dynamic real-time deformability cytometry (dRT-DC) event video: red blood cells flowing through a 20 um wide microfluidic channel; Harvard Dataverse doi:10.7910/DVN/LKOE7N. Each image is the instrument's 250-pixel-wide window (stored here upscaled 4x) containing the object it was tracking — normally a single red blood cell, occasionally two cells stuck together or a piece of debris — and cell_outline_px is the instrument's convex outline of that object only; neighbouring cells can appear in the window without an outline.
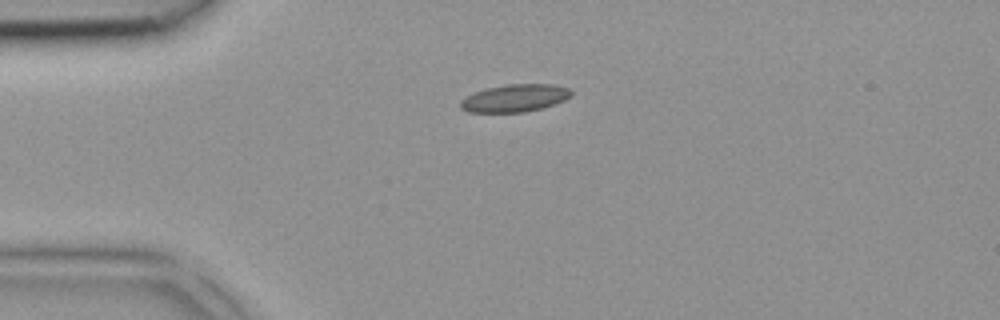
{"species": "common noctule bat (a hibernating species)", "species_latin": "Nyctalus noctula", "temperature_condition": "room temperature", "stored_images_in_passage": 2, "camera_frame_rate_fps": 3000, "um_per_image_px": 0.085, "animal": {"sex": "female", "body_mass_g": 18.4}, "frame": {"image": 1, "passage_image": 1, "time_ms": 0.0, "image_size_px": [1000, 320], "cell_outline_px": [[572, 96], [564, 100], [540, 108], [524, 112], [468, 112], [460, 108], [460, 100], [476, 92], [488, 88], [508, 84], [552, 84], [568, 88], [572, 92]], "centroid_in_image_um": [43.76, 8.34], "position_along_channel_um": 41.2, "area_um2": 17.51}}